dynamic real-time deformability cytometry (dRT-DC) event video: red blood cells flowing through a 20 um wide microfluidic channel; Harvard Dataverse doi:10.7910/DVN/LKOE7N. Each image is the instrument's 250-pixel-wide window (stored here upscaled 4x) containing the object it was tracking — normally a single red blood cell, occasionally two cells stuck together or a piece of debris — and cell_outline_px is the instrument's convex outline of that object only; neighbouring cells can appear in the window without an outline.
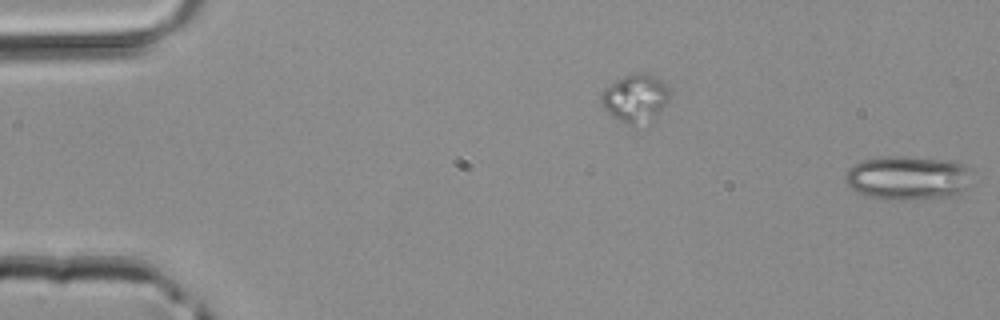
{"species": "common noctule bat (a hibernating species)", "species_latin": "Nyctalus noctula", "temperature_condition": "room temperature", "stored_images_in_passage": 10, "segment_of_instrument_passage": [2, 2], "camera_frame_rate_fps": 3000, "um_per_image_px": 0.085, "animal": {"sex": "male", "body_mass_g": 20.4}, "frame": {"image": 1, "passage_image": 10, "time_ms": 3.0, "image_size_px": [1000, 320], "cell_outline_px": [[972, 168], [968, 188], [956, 196], [908, 200], [884, 200], [864, 196], [856, 192], [848, 184], [844, 176], [848, 168], [860, 160], [880, 156], [904, 156], [956, 160]], "centroid_in_image_um": [77.19, 15.11], "position_along_channel_um": 7.8, "area_um2": 33.64}}